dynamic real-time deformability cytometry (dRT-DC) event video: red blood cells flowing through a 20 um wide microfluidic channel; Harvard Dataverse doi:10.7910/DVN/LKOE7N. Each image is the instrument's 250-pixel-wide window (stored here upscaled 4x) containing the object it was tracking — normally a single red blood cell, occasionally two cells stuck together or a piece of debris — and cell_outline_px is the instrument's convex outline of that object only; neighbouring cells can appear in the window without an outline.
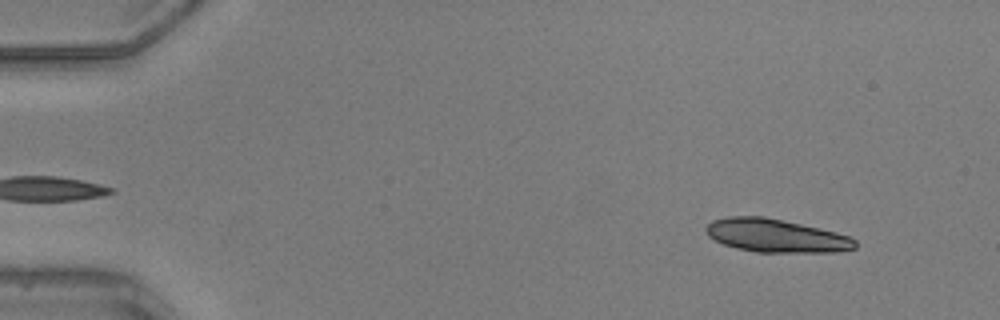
{"species": "common noctule bat (a hibernating species)", "species_latin": "Nyctalus noctula", "temperature_condition": "warm", "stored_images_in_passage": 20, "camera_frame_rate_fps": 3000, "um_per_image_px": 0.085, "animal": {"sex": "male", "body_mass_g": 20.5, "forearm_length_mm": 52.5}, "frame": {"image": 1, "passage_image": 5, "time_ms": 1.333, "image_size_px": [1000, 320], "cell_outline_px": [[856, 248], [836, 252], [756, 252], [736, 248], [724, 244], [708, 236], [704, 228], [712, 220], [728, 216], [764, 216], [820, 228], [836, 232], [848, 236], [856, 240]], "centroid_in_image_um": [65.94, 20.03], "position_along_channel_um": 19.1, "area_um2": 28.9}}